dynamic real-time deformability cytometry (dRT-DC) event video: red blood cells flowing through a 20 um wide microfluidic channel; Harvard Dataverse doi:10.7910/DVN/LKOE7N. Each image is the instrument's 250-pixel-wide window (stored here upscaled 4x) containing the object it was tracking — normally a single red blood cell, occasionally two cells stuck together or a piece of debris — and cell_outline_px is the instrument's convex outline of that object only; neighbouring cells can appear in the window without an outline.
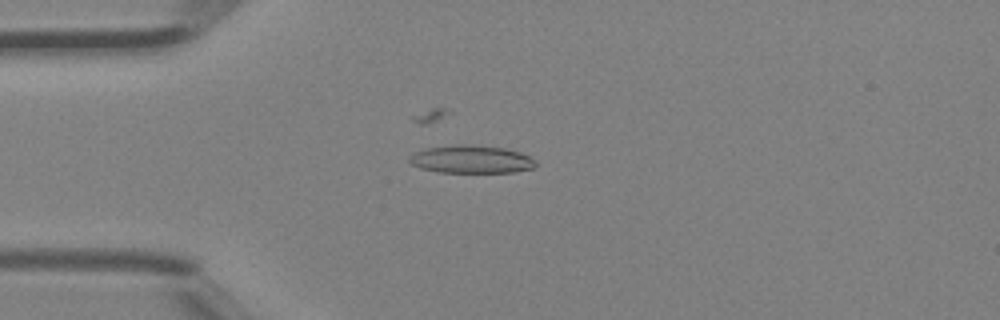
{"species": "Egyptian fruit bat (a non-hibernating species)", "species_latin": "Rousettus aegyptiacus", "temperature_condition": "room temperature", "stored_images_in_passage": 43, "camera_frame_rate_fps": 3000, "um_per_image_px": 0.085, "animal": {"sex": "female"}, "frame": {"image": 1, "passage_image": 9, "time_ms": 2.667, "image_size_px": [1000, 320], "cell_outline_px": [[536, 164], [532, 168], [512, 172], [440, 172], [420, 168], [412, 164], [408, 160], [408, 156], [412, 152], [428, 148], [456, 144], [472, 144], [504, 148], [520, 152], [536, 160]], "centroid_in_image_um": [40.02, 13.53], "position_along_channel_um": 45.0, "area_um2": 20.58}}
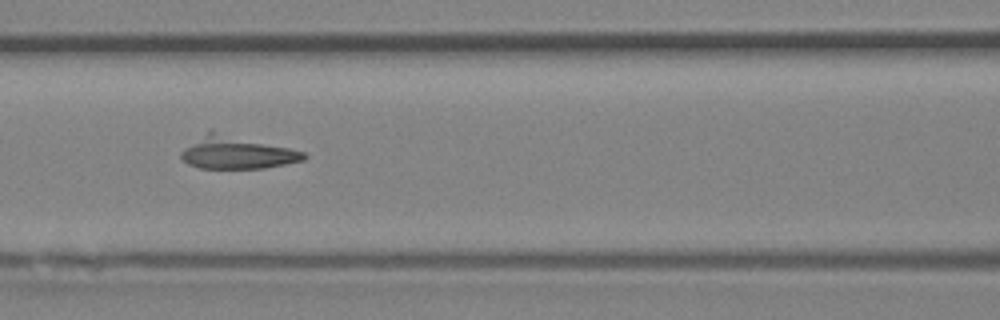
{"frame": {"image": 2, "passage_image": 17, "time_ms": 5.333, "image_size_px": [1000, 320], "cell_outline_px": [[308, 156], [304, 160], [264, 168], [200, 168], [188, 164], [180, 156], [180, 152], [184, 148], [208, 128], [212, 128], [304, 152]], "centroid_in_image_um": [20.08, 12.92], "position_along_channel_um": 146.5, "area_um2": 23.81}}
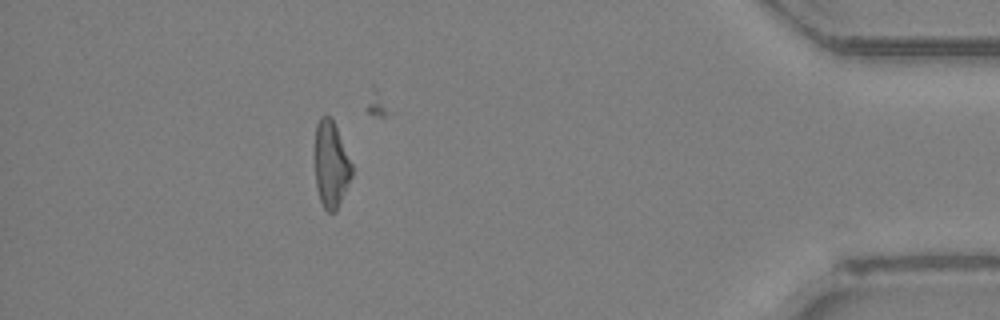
{"frame": {"image": 3, "passage_image": 38, "time_ms": 12.333, "image_size_px": [1000, 320], "cell_outline_px": [[352, 176], [336, 212], [328, 212], [324, 208], [320, 200], [316, 188], [312, 152], [316, 124], [320, 116], [328, 116], [332, 120], [336, 128], [352, 164]], "centroid_in_image_um": [28.08, 13.98], "position_along_channel_um": 407.1, "area_um2": 19.13}}